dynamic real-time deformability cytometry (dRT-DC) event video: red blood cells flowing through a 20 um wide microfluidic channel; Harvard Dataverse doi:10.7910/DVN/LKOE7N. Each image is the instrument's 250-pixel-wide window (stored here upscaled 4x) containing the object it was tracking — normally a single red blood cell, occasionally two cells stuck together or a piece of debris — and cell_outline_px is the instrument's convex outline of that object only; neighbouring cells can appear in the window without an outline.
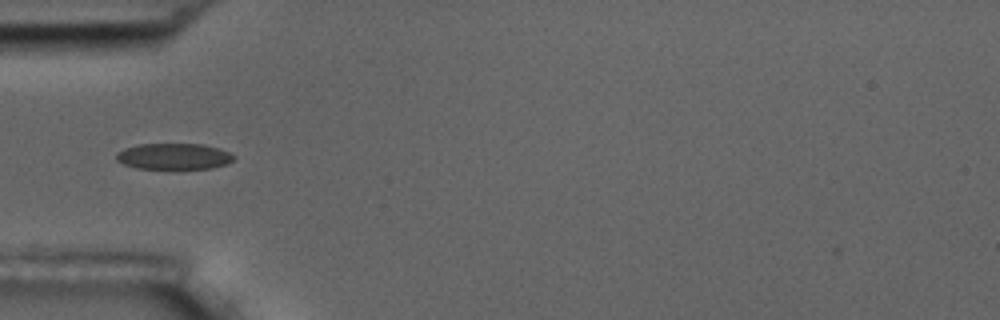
{"species": "common noctule bat (a hibernating species)", "species_latin": "Nyctalus noctula", "temperature_condition": "room temperature", "stored_images_in_passage": 7, "camera_frame_rate_fps": 3000, "um_per_image_px": 0.085, "animal": {"sex": "male", "body_mass_g": 17.5, "forearm_length_mm": 52.3}, "frame": {"image": 1, "passage_image": 6, "time_ms": 5.667, "image_size_px": [1000, 320], "cell_outline_px": [[236, 156], [232, 160], [224, 164], [212, 168], [136, 168], [124, 164], [116, 160], [116, 152], [124, 148], [140, 144], [204, 144], [220, 148]], "centroid_in_image_um": [14.76, 13.28], "position_along_channel_um": 70.2, "area_um2": 17.74}}